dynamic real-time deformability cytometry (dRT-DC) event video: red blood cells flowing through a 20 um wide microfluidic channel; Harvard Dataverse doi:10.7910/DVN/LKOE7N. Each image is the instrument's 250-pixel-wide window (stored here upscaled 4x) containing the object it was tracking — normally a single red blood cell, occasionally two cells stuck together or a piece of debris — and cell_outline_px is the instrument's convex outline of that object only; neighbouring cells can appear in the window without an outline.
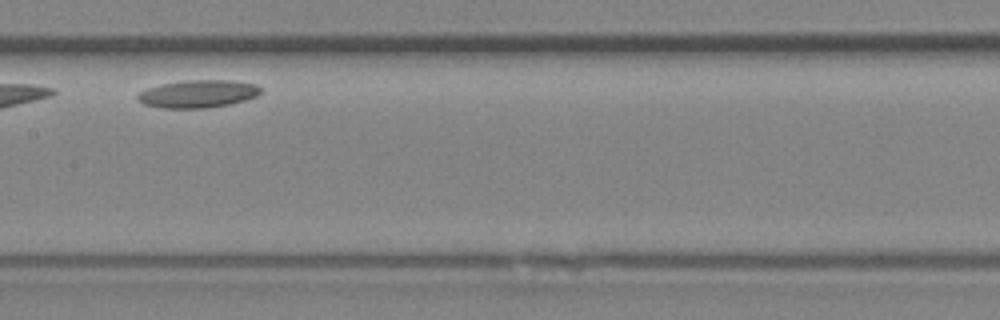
{"species": "Egyptian fruit bat (a non-hibernating species)", "species_latin": "Rousettus aegyptiacus", "temperature_condition": "room temperature", "stored_images_in_passage": 6, "camera_frame_rate_fps": 3000, "um_per_image_px": 0.085, "animal": {"sex": "female"}, "frame": {"image": 1, "passage_image": 5, "time_ms": 1.333, "image_size_px": [1000, 320], "cell_outline_px": [[264, 92], [256, 96], [244, 100], [228, 104], [204, 108], [164, 108], [144, 104], [136, 100], [136, 96], [140, 92], [148, 88], [160, 84], [184, 80], [232, 80], [256, 84], [264, 88]], "centroid_in_image_um": [16.85, 7.96], "position_along_channel_um": 190.5, "area_um2": 20.0}}